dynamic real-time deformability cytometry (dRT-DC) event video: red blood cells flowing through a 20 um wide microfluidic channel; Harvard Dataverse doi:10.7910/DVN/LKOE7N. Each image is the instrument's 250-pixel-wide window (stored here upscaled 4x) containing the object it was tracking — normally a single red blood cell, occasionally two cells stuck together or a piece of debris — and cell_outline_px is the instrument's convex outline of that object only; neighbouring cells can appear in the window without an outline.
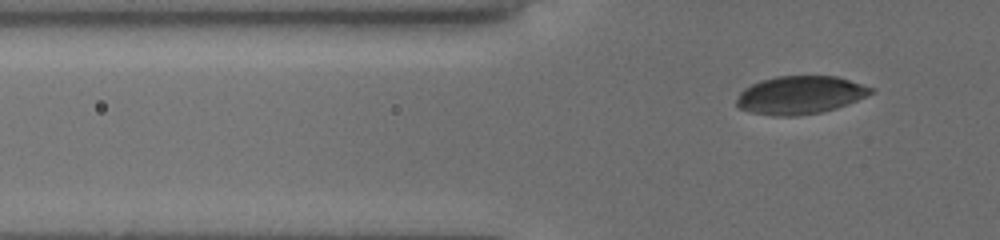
{"species": "common noctule bat (a hibernating species)", "species_latin": "Nyctalus noctula", "temperature_condition": "cold", "stored_images_in_passage": 34, "camera_frame_rate_fps": 3000, "um_per_image_px": 0.085, "animal": {"sex": "female", "body_mass_g": 19.5, "forearm_length_mm": 54.1}, "frame": {"image": 1, "passage_image": 3, "time_ms": 1.0, "image_size_px": [1000, 240], "cell_outline_px": [[876, 92], [836, 108], [820, 112], [796, 116], [772, 116], [752, 112], [740, 108], [736, 104], [736, 100], [740, 92], [744, 88], [760, 80], [776, 76], [836, 76], [876, 88]], "centroid_in_image_um": [68.02, 8.07], "position_along_channel_um": 57.8, "area_um2": 29.82}}
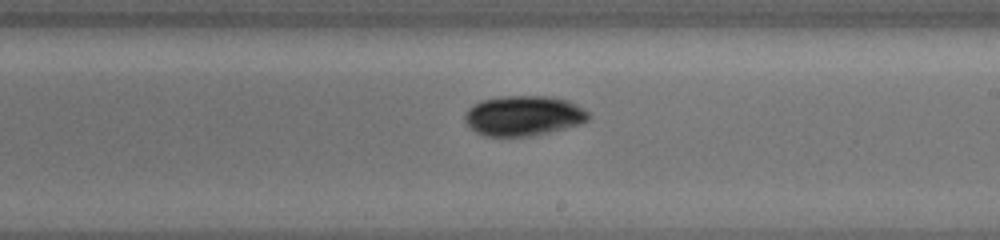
{"frame": {"image": 2, "passage_image": 16, "time_ms": 6.333, "image_size_px": [1000, 240], "cell_outline_px": [[588, 120], [564, 128], [532, 136], [484, 136], [476, 132], [464, 120], [464, 116], [468, 108], [480, 100], [500, 96], [552, 96], [568, 100], [576, 104], [588, 112]], "centroid_in_image_um": [44.46, 9.82], "position_along_channel_um": 244.5, "area_um2": 28.78}}
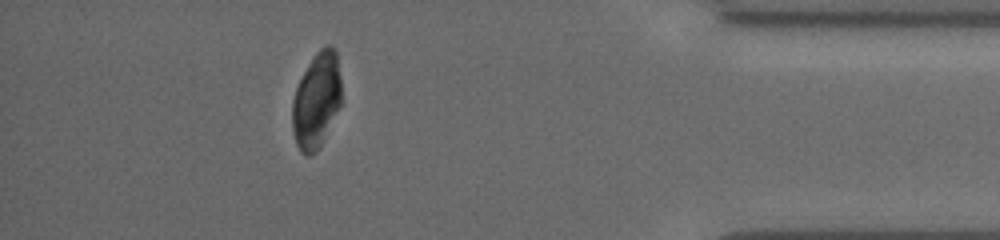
{"frame": {"image": 3, "passage_image": 30, "time_ms": 11.667, "image_size_px": [1000, 240], "cell_outline_px": [[340, 104], [316, 152], [308, 156], [304, 156], [300, 152], [296, 144], [292, 132], [292, 100], [296, 88], [308, 64], [316, 52], [320, 48], [328, 44], [332, 44], [336, 48], [340, 76]], "centroid_in_image_um": [26.87, 8.51], "position_along_channel_um": 408.3, "area_um2": 27.17}, "authors_computed_cell_mechanics": {"area_um2": 28.4954, "velocity_mm_per_s": 3.8234, "shape_relaxation_time_tau1_ms": 4.387, "shape_relaxation_time_tau2_ms": null, "deformation_change_tau1": 0.131, "deformation_change_tau2": null}}